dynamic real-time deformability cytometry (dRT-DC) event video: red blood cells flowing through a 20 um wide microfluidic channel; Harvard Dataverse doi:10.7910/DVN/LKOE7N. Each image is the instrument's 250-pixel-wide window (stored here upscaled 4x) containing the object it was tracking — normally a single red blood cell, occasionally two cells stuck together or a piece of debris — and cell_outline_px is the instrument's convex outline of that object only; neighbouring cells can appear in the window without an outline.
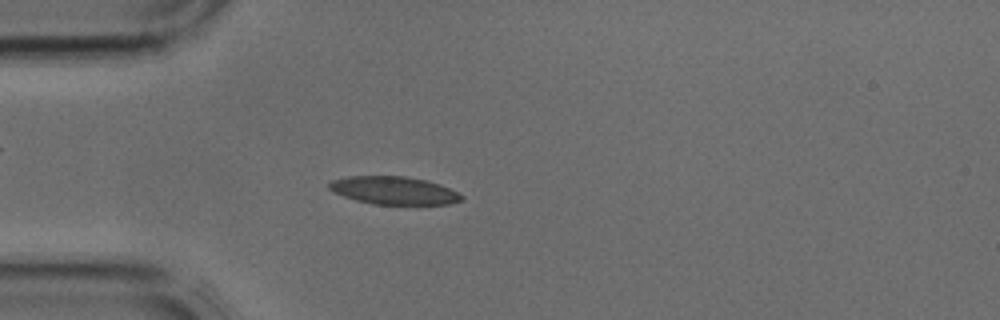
{"species": "common noctule bat (a hibernating species)", "species_latin": "Nyctalus noctula", "temperature_condition": "cold", "stored_images_in_passage": 41, "camera_frame_rate_fps": 3000, "um_per_image_px": 0.085, "animal": {"sex": "male", "body_mass_g": 17.9, "forearm_length_mm": 54.2}, "frame": {"image": 1, "passage_image": 11, "time_ms": 3.333, "image_size_px": [1000, 320], "cell_outline_px": [[464, 200], [448, 204], [372, 204], [356, 200], [344, 196], [328, 188], [328, 184], [332, 180], [348, 176], [404, 176], [424, 180], [440, 184], [464, 196]], "centroid_in_image_um": [33.48, 16.19], "position_along_channel_um": 51.5, "area_um2": 21.33}}
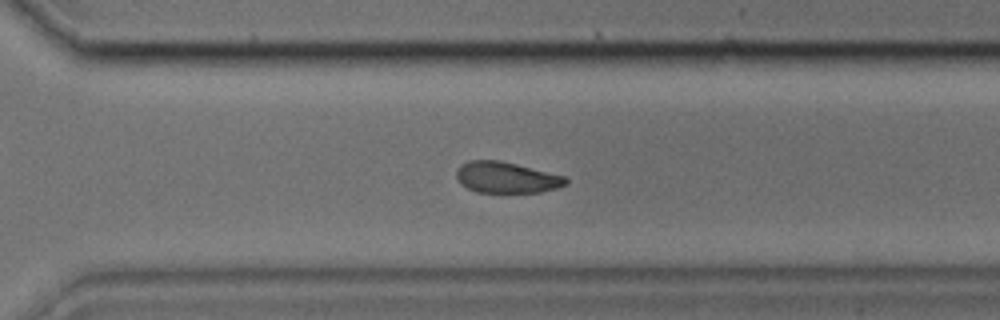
{"frame": {"image": 2, "passage_image": 29, "time_ms": 9.333, "image_size_px": [1000, 320], "cell_outline_px": [[568, 184], [556, 188], [540, 192], [476, 192], [460, 184], [456, 176], [456, 168], [460, 164], [468, 160], [500, 160], [568, 176]], "centroid_in_image_um": [43.05, 15.07], "position_along_channel_um": 327.5, "area_um2": 20.11}}
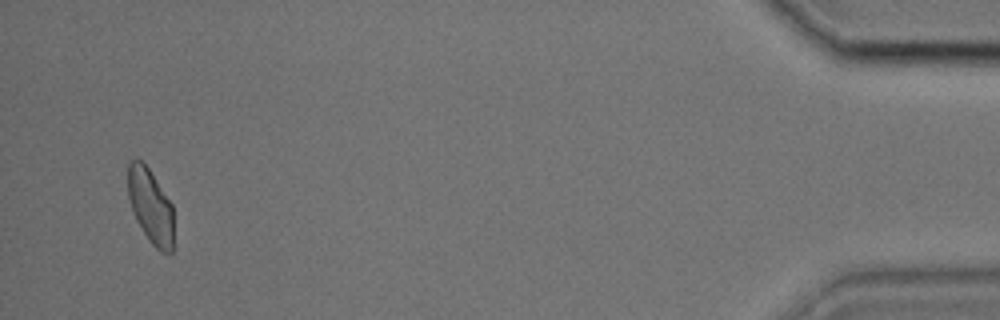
{"frame": {"image": 3, "passage_image": 40, "time_ms": 13.0, "image_size_px": [1000, 320], "cell_outline_px": [[172, 252], [168, 256], [160, 252], [148, 240], [136, 220], [132, 212], [128, 196], [128, 164], [132, 160], [140, 160], [148, 168], [172, 204]], "centroid_in_image_um": [12.79, 17.57], "position_along_channel_um": 422.4, "area_um2": 19.77}}